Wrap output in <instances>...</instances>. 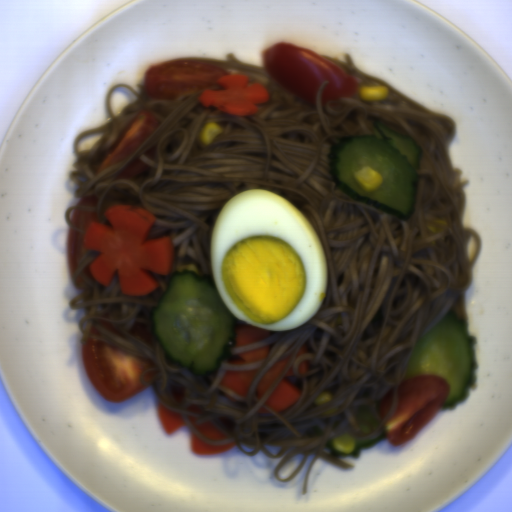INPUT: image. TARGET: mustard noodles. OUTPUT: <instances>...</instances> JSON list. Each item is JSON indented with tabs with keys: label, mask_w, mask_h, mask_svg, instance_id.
<instances>
[{
	"label": "mustard noodles",
	"mask_w": 512,
	"mask_h": 512,
	"mask_svg": "<svg viewBox=\"0 0 512 512\" xmlns=\"http://www.w3.org/2000/svg\"><path fill=\"white\" fill-rule=\"evenodd\" d=\"M320 55L356 79L359 87L387 86L388 98L364 100L357 93L321 104L327 81L310 104L275 83L264 66L245 63L234 53L226 59L193 56L180 60L204 62L229 75H246L248 87L252 83L265 87L270 99L256 104L258 112L253 115L235 116L214 106L205 107L198 99L201 93L178 100H151L145 84H137L140 91L123 82L115 84L104 98L109 120L84 131L73 144L75 169L69 179L77 186L74 195L81 199L96 196L97 206H69L64 215L69 228L84 234L85 230L71 223L74 209L96 212L99 223L111 226L105 213L112 206L141 207L155 217L145 240L168 237L174 252L170 274L149 272L159 287L142 296H125L117 271L109 286L86 276L83 270L100 253H84L71 276L76 289L82 291L69 301L72 309H84L78 323L82 345L96 339L149 358L154 366L141 373L140 382L154 389L159 404L179 413L192 434L211 445L235 442L234 447L246 457L262 451L276 460L295 448L273 468L278 483L295 479L314 453L303 482L304 495L316 460L339 470L354 469L332 456L326 448L330 440L348 434L356 442L384 434V426L397 409L401 384L408 379L413 346L449 311L465 319L466 293L474 280L472 268L483 248L477 231L463 225L464 190L470 180H462V170L453 167L449 147L457 131L454 119L359 71L351 54H346L345 61ZM121 86L136 94L137 100L114 117L109 95ZM146 110L159 118L158 129L123 162L96 175L95 170L134 116ZM209 121L224 131L207 146L198 134ZM376 122L407 135L422 149L414 209L403 220L352 199L338 190L330 175L327 153L333 143L354 135H373ZM98 132L105 134L95 146L77 151L81 137ZM153 146L152 160L143 153ZM137 158L149 165L148 169L134 177L115 179ZM258 188L290 201L314 224L325 247L330 285L317 316L306 324L272 331L269 338L231 349L235 355L269 344L268 358L237 365L224 359L216 373L205 377L167 357L153 336L151 311L181 265H196L198 273L212 276L211 228L223 204L244 189ZM436 219L445 220L447 227L435 223ZM427 222L444 232H428ZM470 236L477 241L472 260L466 256ZM99 319L123 336L104 329ZM137 323L146 325L154 348L130 334ZM93 325L101 336L91 334ZM303 344H307L308 354L295 359ZM290 354L271 387L261 399L255 398L261 376ZM304 360L310 361L311 369L302 375L297 368ZM292 366L295 375L288 379L301 388V398L276 413L265 403ZM257 368L246 397L220 385L227 370ZM154 369L156 378L145 382L144 374ZM171 385L185 387L183 402L173 400ZM391 389L393 403L382 420L377 403ZM323 391L332 393L333 398L316 406L314 399ZM191 404H198L204 413L187 412ZM365 405L380 423L375 430L356 417L358 408ZM261 406L270 414L257 413ZM336 407L339 411L321 415ZM187 414L199 417L197 424L212 423L228 437L222 441L204 437L190 425ZM225 416L233 422L232 431L218 423V418ZM358 422L368 425L370 433L360 430ZM242 443L254 451L247 453ZM265 445L281 450L272 456ZM297 454L304 457L297 470L279 478L280 468Z\"/></svg>",
	"instance_id": "0af2e427"
}]
</instances>
